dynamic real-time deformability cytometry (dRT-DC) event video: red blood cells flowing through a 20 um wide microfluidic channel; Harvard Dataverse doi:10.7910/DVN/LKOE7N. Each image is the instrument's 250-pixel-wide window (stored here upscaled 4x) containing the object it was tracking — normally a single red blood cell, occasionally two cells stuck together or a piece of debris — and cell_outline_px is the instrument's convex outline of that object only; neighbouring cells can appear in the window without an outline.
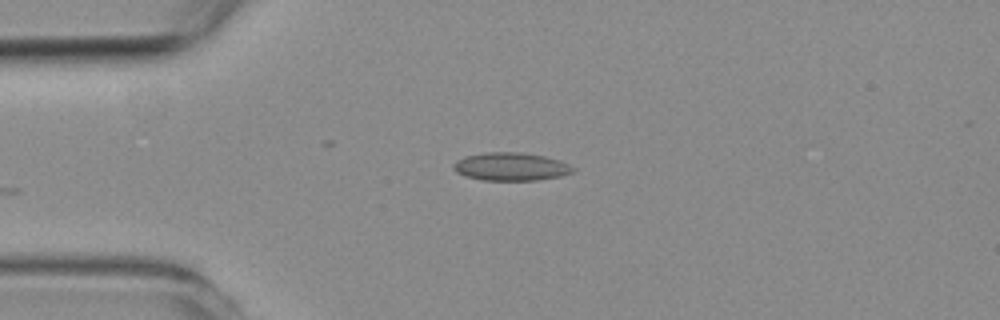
{"species": "common noctule bat (a hibernating species)", "species_latin": "Nyctalus noctula", "temperature_condition": "room temperature", "stored_images_in_passage": 24, "camera_frame_rate_fps": 3000, "um_per_image_px": 0.085, "animal": {"sex": "female", "body_mass_g": 19.3, "forearm_length_mm": 54.1}, "frame": {"image": 1, "passage_image": 1, "time_ms": 0.0, "image_size_px": [1000, 320], "cell_outline_px": [[576, 168], [572, 172], [560, 176], [536, 180], [484, 180], [464, 176], [456, 172], [452, 168], [452, 164], [456, 160], [464, 156], [488, 152], [520, 152], [544, 156], [560, 160]], "centroid_in_image_um": [43.39, 14.16], "position_along_channel_um": 41.6, "area_um2": 19.59}}
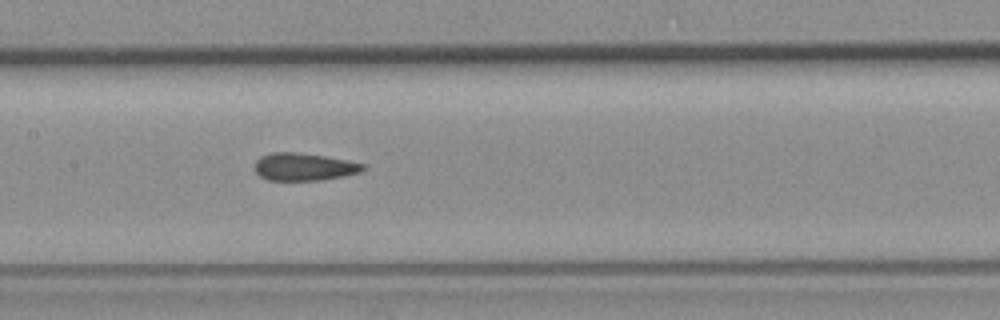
{"frame": {"image": 2, "passage_image": 14, "time_ms": 4.333, "image_size_px": [1000, 320], "cell_outline_px": [[364, 168], [360, 172], [344, 176], [320, 180], [268, 180], [260, 176], [256, 172], [256, 160], [260, 156], [272, 152], [296, 152], [324, 156], [348, 160], [364, 164]], "centroid_in_image_um": [25.83, 14.17], "position_along_channel_um": 181.6, "area_um2": 17.28}}
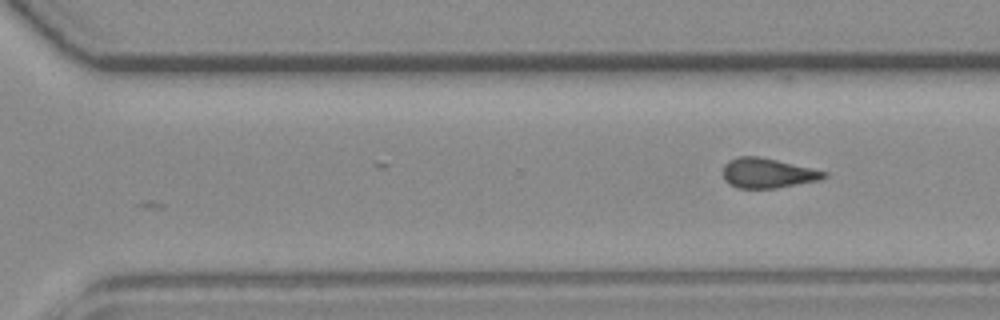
{"frame": {"image": 3, "passage_image": 24, "time_ms": 7.667, "image_size_px": [1000, 320], "cell_outline_px": [[828, 176], [820, 180], [776, 188], [736, 188], [728, 184], [724, 180], [724, 164], [728, 160], [736, 156], [760, 156], [828, 172]], "centroid_in_image_um": [65.23, 14.71], "position_along_channel_um": 305.4, "area_um2": 17.69}}